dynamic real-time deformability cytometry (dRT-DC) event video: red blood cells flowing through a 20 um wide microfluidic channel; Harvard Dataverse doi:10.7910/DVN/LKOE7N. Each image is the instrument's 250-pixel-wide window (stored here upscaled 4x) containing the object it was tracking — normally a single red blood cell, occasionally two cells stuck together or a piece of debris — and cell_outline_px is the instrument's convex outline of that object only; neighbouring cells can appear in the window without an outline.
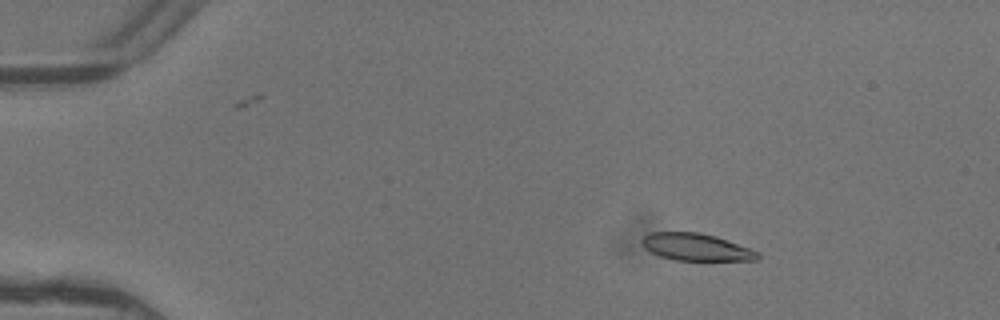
{"species": "common noctule bat (a hibernating species)", "species_latin": "Nyctalus noctula", "temperature_condition": "warm", "stored_images_in_passage": 4, "camera_frame_rate_fps": 3000, "um_per_image_px": 0.085, "animal": {"sex": "female"}, "frame": {"image": 1, "passage_image": 2, "time_ms": 0.333, "image_size_px": [1000, 320], "cell_outline_px": [[760, 256], [756, 260], [676, 260], [660, 256], [644, 248], [640, 240], [648, 232], [700, 232], [716, 236], [760, 252]], "centroid_in_image_um": [59.15, 20.99], "position_along_channel_um": 25.9, "area_um2": 18.32}}